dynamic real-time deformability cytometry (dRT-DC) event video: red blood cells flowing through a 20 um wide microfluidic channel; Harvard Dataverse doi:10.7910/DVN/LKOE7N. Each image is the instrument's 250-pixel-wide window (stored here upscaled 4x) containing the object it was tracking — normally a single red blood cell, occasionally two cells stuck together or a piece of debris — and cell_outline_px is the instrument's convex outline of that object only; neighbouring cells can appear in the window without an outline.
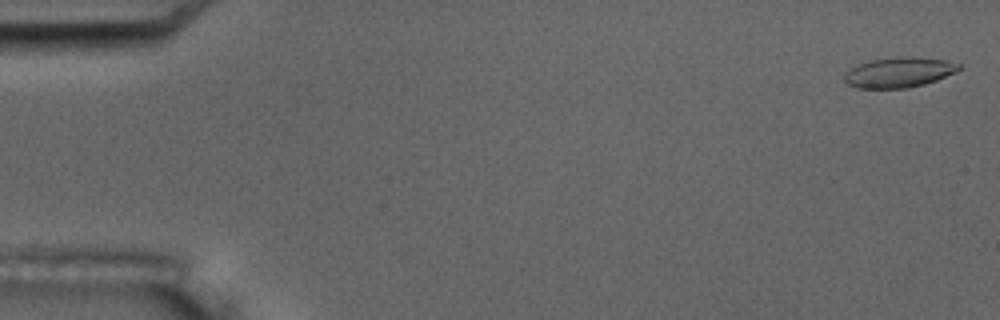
{"species": "common noctule bat (a hibernating species)", "species_latin": "Nyctalus noctula", "temperature_condition": "room temperature", "stored_images_in_passage": 15, "camera_frame_rate_fps": 3000, "um_per_image_px": 0.085, "animal": {"sex": "male", "body_mass_g": 17.5, "forearm_length_mm": 52.3}, "frame": {"image": 1, "passage_image": 1, "time_ms": 0.0, "image_size_px": [1000, 320], "cell_outline_px": [[960, 68], [936, 80], [924, 84], [908, 88], [856, 88], [848, 84], [844, 80], [844, 72], [856, 64], [872, 60], [896, 56], [912, 56], [944, 60], [960, 64]], "centroid_in_image_um": [76.33, 6.14], "position_along_channel_um": 8.7, "area_um2": 20.11}}
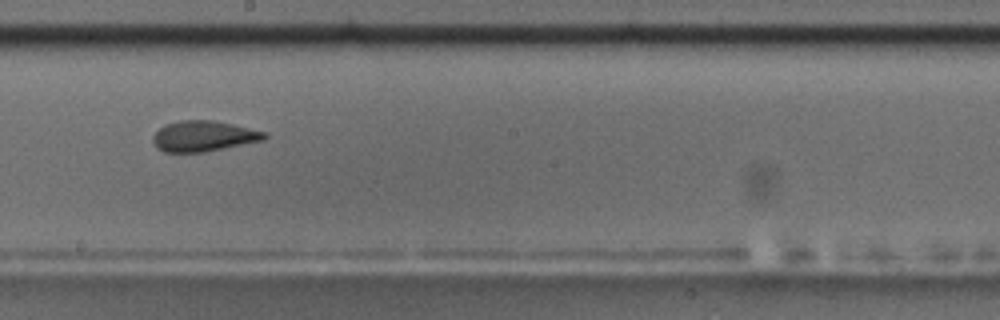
{"frame": {"image": 2, "passage_image": 9, "time_ms": 10.333, "image_size_px": [1000, 320], "cell_outline_px": [[268, 136], [264, 140], [204, 152], [164, 152], [156, 148], [152, 140], [152, 136], [164, 124], [180, 120], [212, 120], [232, 124], [268, 132]], "centroid_in_image_um": [17.3, 11.57], "position_along_channel_um": 230.9, "area_um2": 20.0}, "authors_computed_cell_mechanics": {"area_um2": 19.8832, "velocity_mm_per_s": 3.5177, "shape_relaxation_time_tau1_ms": 4.9068, "shape_relaxation_time_tau2_ms": 1.227, "deformation_change_tau1": 0.1667, "deformation_change_tau2": 0.0832}}